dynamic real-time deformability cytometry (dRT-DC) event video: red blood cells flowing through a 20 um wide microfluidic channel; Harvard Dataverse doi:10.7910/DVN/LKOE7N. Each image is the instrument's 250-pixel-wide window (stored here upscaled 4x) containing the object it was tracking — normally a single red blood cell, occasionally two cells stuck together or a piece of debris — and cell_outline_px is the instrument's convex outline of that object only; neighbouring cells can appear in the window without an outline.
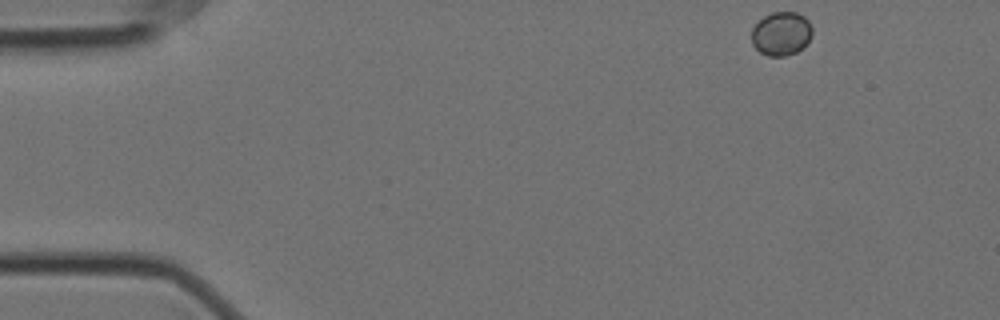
{"species": "Egyptian fruit bat (a non-hibernating species)", "species_latin": "Rousettus aegyptiacus", "temperature_condition": "cold", "stored_images_in_passage": 53, "camera_frame_rate_fps": 3000, "um_per_image_px": 0.085, "animal": {"sex": "female"}, "frame": {"image": 1, "passage_image": 1, "time_ms": 0.0, "image_size_px": [1000, 320], "cell_outline_px": [[812, 36], [796, 52], [784, 56], [768, 56], [760, 52], [752, 44], [752, 28], [764, 16], [772, 12], [796, 12], [804, 16], [808, 20], [812, 28]], "centroid_in_image_um": [66.4, 2.85], "position_along_channel_um": 18.6, "area_um2": 15.32}}
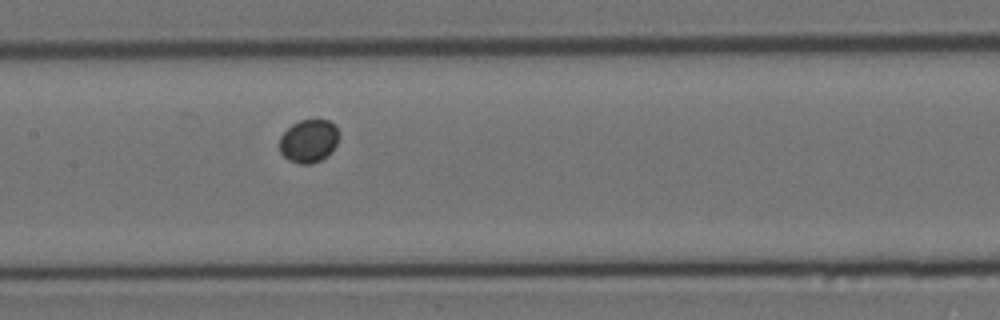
{"frame": {"image": 2, "passage_image": 23, "time_ms": 7.333, "image_size_px": [1000, 320], "cell_outline_px": [[340, 136], [332, 152], [328, 156], [312, 164], [300, 164], [288, 160], [280, 152], [280, 136], [292, 124], [300, 120], [328, 120], [336, 124], [340, 132]], "centroid_in_image_um": [26.28, 11.98], "position_along_channel_um": 181.1, "area_um2": 15.2}}
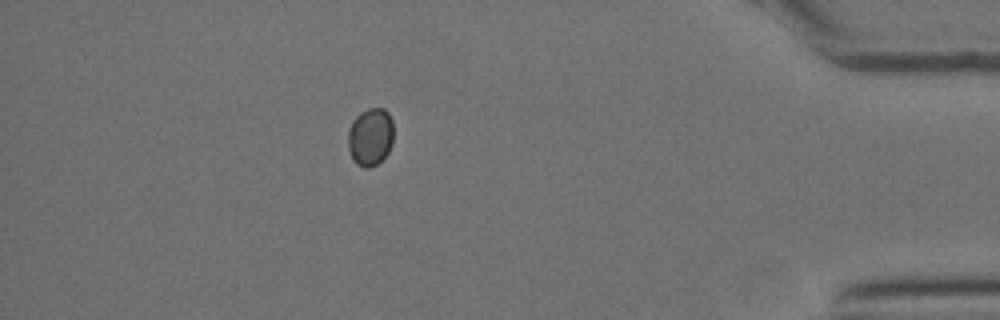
{"frame": {"image": 3, "passage_image": 46, "time_ms": 15.0, "image_size_px": [1000, 320], "cell_outline_px": [[392, 144], [388, 152], [376, 164], [368, 168], [364, 168], [356, 164], [352, 160], [348, 148], [348, 128], [352, 120], [360, 112], [368, 108], [384, 108], [388, 112], [392, 120]], "centroid_in_image_um": [31.45, 11.62], "position_along_channel_um": 403.7, "area_um2": 15.49}}